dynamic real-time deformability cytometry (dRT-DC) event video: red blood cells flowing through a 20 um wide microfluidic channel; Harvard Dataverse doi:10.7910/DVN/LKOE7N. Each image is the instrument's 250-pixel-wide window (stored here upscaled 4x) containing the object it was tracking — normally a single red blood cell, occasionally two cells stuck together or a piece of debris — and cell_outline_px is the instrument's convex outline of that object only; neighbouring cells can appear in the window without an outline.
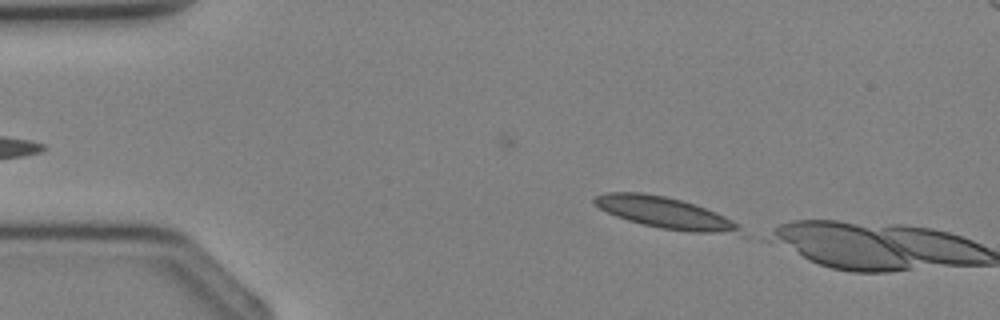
{"species": "Egyptian fruit bat (a non-hibernating species)", "species_latin": "Rousettus aegyptiacus", "temperature_condition": "cold", "stored_images_in_passage": 2, "camera_frame_rate_fps": 3000, "um_per_image_px": 0.085, "animal": {"sex": "female"}, "frame": {"image": 1, "passage_image": 2, "time_ms": 1.333, "image_size_px": [1000, 320], "cell_outline_px": [[748, 236], [744, 236], [692, 232], [660, 228], [640, 224], [616, 216], [592, 204], [592, 200], [596, 196], [608, 192], [644, 192], [664, 196], [696, 204], [716, 212], [740, 224]], "centroid_in_image_um": [56.66, 18.12], "position_along_channel_um": 28.3, "area_um2": 27.22}}